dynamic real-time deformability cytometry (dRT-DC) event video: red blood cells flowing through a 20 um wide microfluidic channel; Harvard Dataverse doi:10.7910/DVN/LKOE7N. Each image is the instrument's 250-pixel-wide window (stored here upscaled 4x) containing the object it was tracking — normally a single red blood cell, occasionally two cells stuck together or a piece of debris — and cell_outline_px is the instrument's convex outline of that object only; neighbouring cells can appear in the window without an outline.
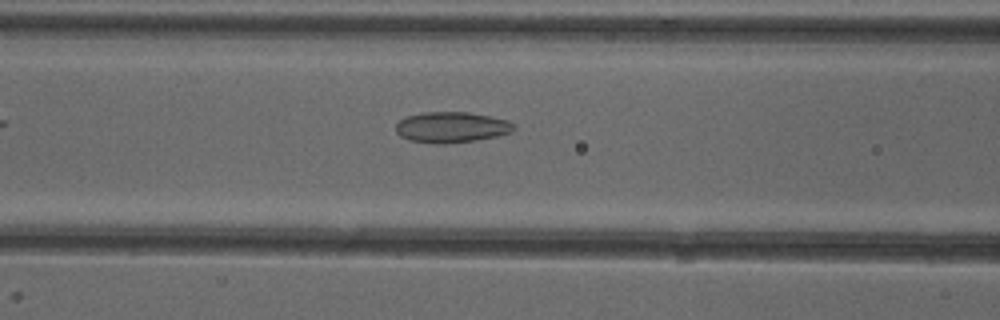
{"species": "common noctule bat (a hibernating species)", "species_latin": "Nyctalus noctula", "temperature_condition": "cold", "stored_images_in_passage": 37, "camera_frame_rate_fps": 3000, "um_per_image_px": 0.085, "animal": {"sex": "female"}, "frame": {"image": 1, "passage_image": 7, "time_ms": 2.0, "image_size_px": [1000, 320], "cell_outline_px": [[516, 128], [512, 132], [496, 136], [476, 140], [444, 144], [432, 144], [408, 140], [400, 136], [396, 132], [396, 124], [400, 120], [408, 116], [424, 112], [468, 112], [508, 120]], "centroid_in_image_um": [38.35, 10.82], "position_along_channel_um": 128.2, "area_um2": 21.15}}
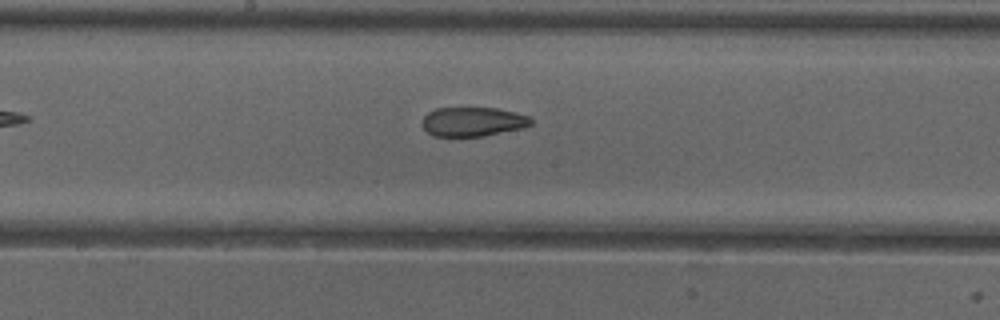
{"frame": {"image": 2, "passage_image": 13, "time_ms": 4.0, "image_size_px": [1000, 320], "cell_outline_px": [[532, 124], [524, 128], [484, 136], [432, 136], [420, 124], [420, 120], [428, 112], [436, 108], [496, 108], [516, 112], [532, 116]], "centroid_in_image_um": [40.2, 10.34], "position_along_channel_um": 208.0, "area_um2": 18.84}}
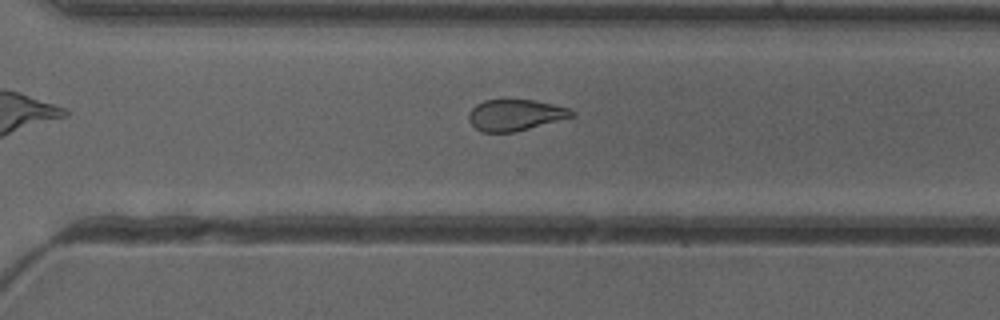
{"frame": {"image": 3, "passage_image": 22, "time_ms": 7.0, "image_size_px": [1000, 320], "cell_outline_px": [[576, 116], [516, 132], [480, 132], [468, 120], [468, 112], [476, 104], [484, 100], [536, 100], [568, 108], [576, 112]], "centroid_in_image_um": [43.81, 9.78], "position_along_channel_um": 326.8, "area_um2": 18.9}, "authors_computed_cell_mechanics": {"area_um2": 20.1144, "velocity_mm_per_s": 3.9886, "shape_relaxation_time_tau1_ms": null, "shape_relaxation_time_tau2_ms": 2.5868, "deformation_change_tau1": null, "deformation_change_tau2": 0.0956}}